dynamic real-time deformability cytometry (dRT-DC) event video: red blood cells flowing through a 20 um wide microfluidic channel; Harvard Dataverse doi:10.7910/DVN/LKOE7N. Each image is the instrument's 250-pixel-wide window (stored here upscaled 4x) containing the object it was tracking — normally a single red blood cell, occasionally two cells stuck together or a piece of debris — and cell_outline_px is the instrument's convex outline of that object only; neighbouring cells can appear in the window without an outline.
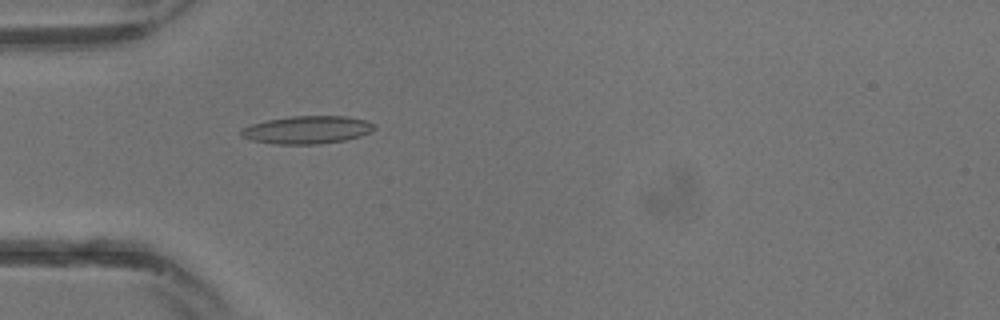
{"species": "common noctule bat (a hibernating species)", "species_latin": "Nyctalus noctula", "temperature_condition": "warm", "stored_images_in_passage": 19, "camera_frame_rate_fps": 3000, "um_per_image_px": 0.085, "animal": {"sex": "male", "body_mass_g": 13.3}, "frame": {"image": 1, "passage_image": 10, "time_ms": 3.0, "image_size_px": [1000, 320], "cell_outline_px": [[376, 128], [360, 136], [344, 140], [320, 144], [272, 144], [252, 140], [240, 136], [240, 128], [252, 124], [268, 120], [292, 116], [344, 116], [364, 120], [376, 124]], "centroid_in_image_um": [26.08, 11.04], "position_along_channel_um": 58.9, "area_um2": 21.56}}
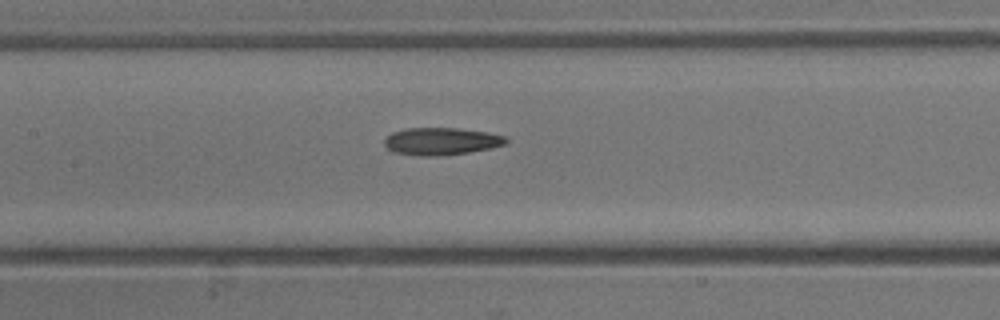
{"frame": {"image": 2, "passage_image": 15, "time_ms": 4.667, "image_size_px": [1000, 320], "cell_outline_px": [[508, 140], [504, 144], [492, 148], [468, 152], [436, 156], [416, 156], [392, 152], [384, 144], [384, 140], [392, 132], [408, 128], [456, 128], [488, 132], [504, 136]], "centroid_in_image_um": [37.48, 12.01], "position_along_channel_um": 169.9, "area_um2": 19.36}}
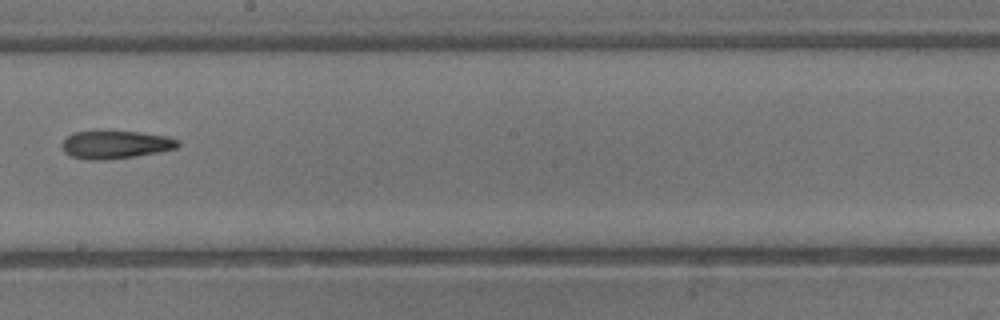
{"frame": {"image": 3, "passage_image": 18, "time_ms": 5.667, "image_size_px": [1000, 320], "cell_outline_px": [[180, 144], [176, 148], [160, 152], [136, 156], [104, 160], [88, 160], [72, 156], [64, 152], [60, 144], [72, 132], [100, 128], [136, 132], [168, 136], [180, 140]], "centroid_in_image_um": [9.78, 12.25], "position_along_channel_um": 238.4, "area_um2": 19.71}}